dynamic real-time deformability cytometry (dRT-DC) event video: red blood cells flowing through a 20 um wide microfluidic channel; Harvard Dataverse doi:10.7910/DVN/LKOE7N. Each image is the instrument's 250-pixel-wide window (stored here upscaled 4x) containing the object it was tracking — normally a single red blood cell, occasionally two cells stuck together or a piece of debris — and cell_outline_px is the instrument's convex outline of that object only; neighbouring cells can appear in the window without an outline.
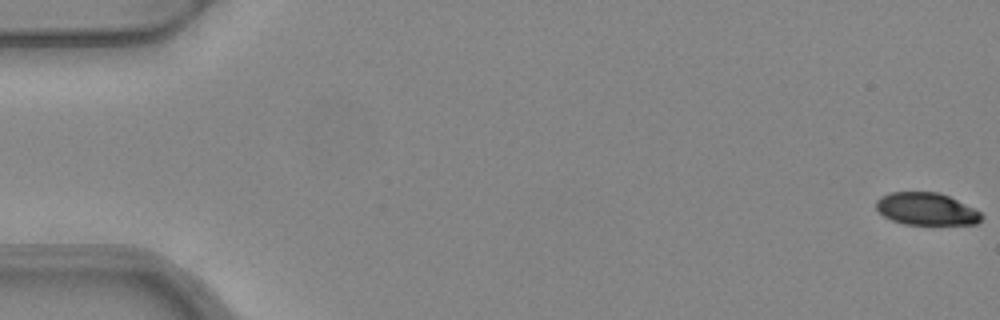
{"species": "common noctule bat (a hibernating species)", "species_latin": "Nyctalus noctula", "temperature_condition": "warm", "stored_images_in_passage": 6, "camera_frame_rate_fps": 3000, "um_per_image_px": 0.085, "animal": {"sex": "female", "body_mass_g": 24.6, "forearm_length_mm": 56.2}, "frame": {"image": 1, "passage_image": 1, "time_ms": 0.0, "image_size_px": [1000, 320], "cell_outline_px": [[984, 216], [976, 224], [904, 224], [892, 220], [884, 216], [876, 208], [876, 200], [880, 196], [892, 192], [936, 192], [948, 196], [980, 212]], "centroid_in_image_um": [78.71, 17.76], "position_along_channel_um": 6.3, "area_um2": 19.59}}
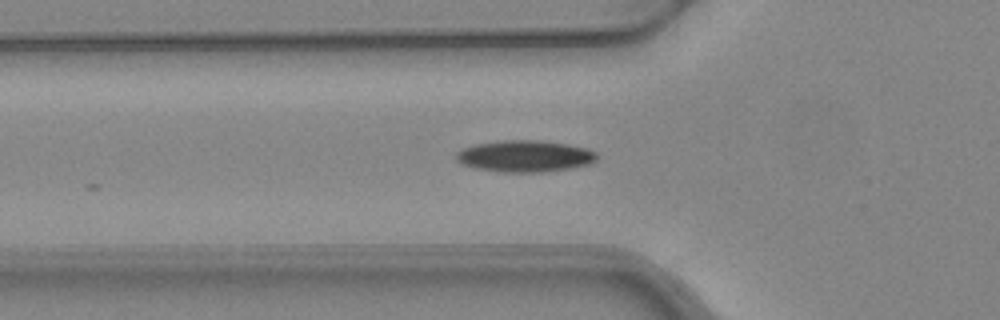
{"frame": {"image": 2, "passage_image": 6, "time_ms": 1.667, "image_size_px": [1000, 320], "cell_outline_px": [[596, 160], [588, 164], [568, 168], [544, 172], [500, 172], [476, 168], [464, 164], [456, 160], [456, 152], [464, 148], [476, 144], [504, 140], [540, 140], [588, 148], [596, 152]], "centroid_in_image_um": [44.61, 13.27], "position_along_channel_um": 81.2, "area_um2": 25.66}}